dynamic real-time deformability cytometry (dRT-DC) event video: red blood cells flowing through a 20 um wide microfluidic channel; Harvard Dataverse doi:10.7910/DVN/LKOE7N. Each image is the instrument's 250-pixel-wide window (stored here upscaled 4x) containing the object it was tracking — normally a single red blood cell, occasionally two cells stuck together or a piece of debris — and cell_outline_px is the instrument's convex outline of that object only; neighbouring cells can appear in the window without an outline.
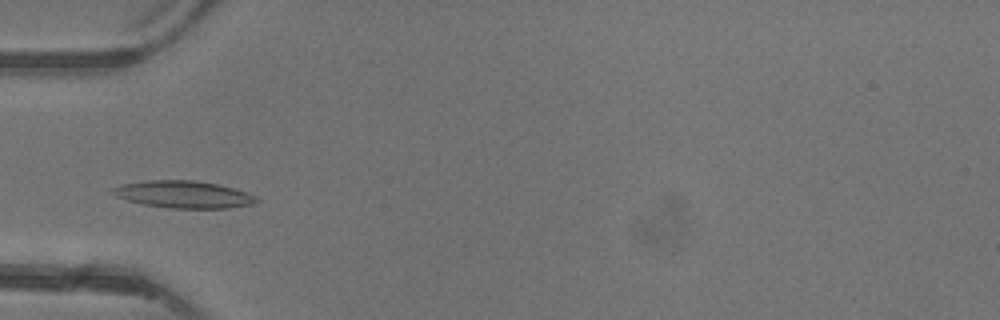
{"species": "common noctule bat (a hibernating species)", "species_latin": "Nyctalus noctula", "temperature_condition": "warm", "stored_images_in_passage": 3, "camera_frame_rate_fps": 3000, "um_per_image_px": 0.085, "animal": {"sex": "female"}, "frame": {"image": 1, "passage_image": 3, "time_ms": 2.333, "image_size_px": [1000, 320], "cell_outline_px": [[260, 200], [252, 204], [228, 208], [168, 208], [144, 204], [128, 200], [116, 196], [108, 192], [112, 188], [120, 184], [148, 180], [196, 180], [216, 184], [232, 188], [256, 196]], "centroid_in_image_um": [15.55, 16.52], "position_along_channel_um": 69.4, "area_um2": 22.72}}